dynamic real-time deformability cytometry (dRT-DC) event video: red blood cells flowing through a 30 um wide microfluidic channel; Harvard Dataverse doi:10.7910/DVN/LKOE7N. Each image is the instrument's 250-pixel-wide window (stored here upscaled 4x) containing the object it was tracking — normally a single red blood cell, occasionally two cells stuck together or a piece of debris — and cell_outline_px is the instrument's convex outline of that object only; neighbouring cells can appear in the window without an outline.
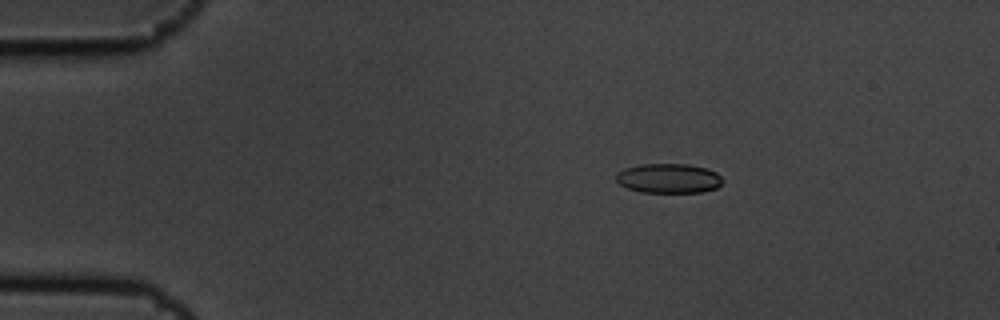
{"species": "common noctule bat (a hibernating species)", "species_latin": "Nyctalus noctula", "temperature_condition": "cold", "stored_images_in_passage": 3, "camera_frame_rate_fps": 3000, "um_per_image_px": 0.085, "animal": {"sex": "male", "body_mass_g": 19.5, "forearm_length_mm": 54.6}, "frame": {"image": 1, "passage_image": 2, "time_ms": 0.333, "image_size_px": [1000, 320], "cell_outline_px": [[724, 180], [716, 188], [700, 192], [640, 192], [628, 188], [620, 184], [616, 180], [616, 172], [624, 168], [640, 164], [688, 164], [708, 168], [716, 172]], "centroid_in_image_um": [56.83, 15.15], "position_along_channel_um": 28.2, "area_um2": 18.44}}